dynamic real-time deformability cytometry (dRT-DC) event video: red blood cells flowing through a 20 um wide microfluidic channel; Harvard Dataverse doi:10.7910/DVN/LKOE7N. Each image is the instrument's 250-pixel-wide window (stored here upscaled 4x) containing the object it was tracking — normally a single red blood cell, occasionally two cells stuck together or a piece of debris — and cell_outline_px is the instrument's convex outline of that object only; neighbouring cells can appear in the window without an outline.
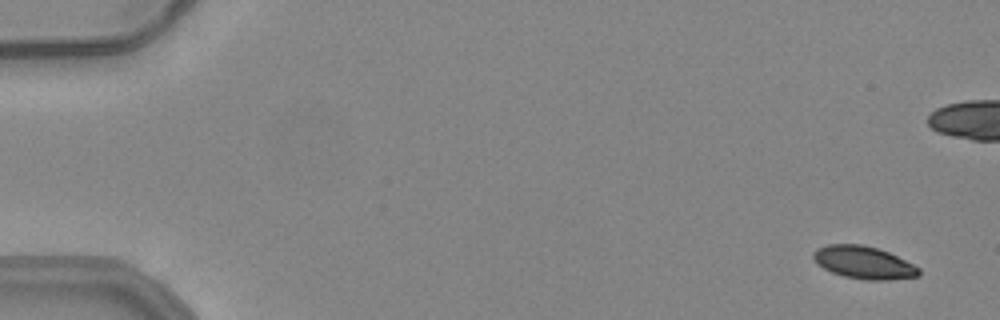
{"species": "common noctule bat (a hibernating species)", "species_latin": "Nyctalus noctula", "temperature_condition": "warm", "stored_images_in_passage": 16, "camera_frame_rate_fps": 3000, "um_per_image_px": 0.085, "animal": {"sex": "female", "body_mass_g": 24.6, "forearm_length_mm": 56.2}, "frame": {"image": 1, "passage_image": 3, "time_ms": 0.667, "image_size_px": [1000, 320], "cell_outline_px": [[920, 276], [888, 280], [868, 280], [844, 276], [832, 272], [824, 268], [812, 256], [812, 252], [816, 248], [828, 244], [860, 244], [876, 248], [888, 252], [920, 268]], "centroid_in_image_um": [73.42, 22.31], "position_along_channel_um": 11.6, "area_um2": 19.83}}